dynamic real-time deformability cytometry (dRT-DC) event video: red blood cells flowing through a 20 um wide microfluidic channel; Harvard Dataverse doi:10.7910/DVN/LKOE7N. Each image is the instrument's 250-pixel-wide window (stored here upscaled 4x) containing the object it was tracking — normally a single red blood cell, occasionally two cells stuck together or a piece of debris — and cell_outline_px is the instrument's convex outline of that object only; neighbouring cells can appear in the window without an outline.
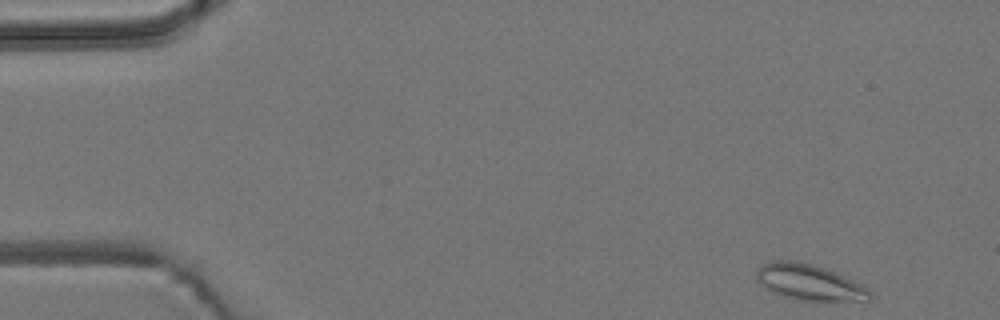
{"species": "common noctule bat (a hibernating species)", "species_latin": "Nyctalus noctula", "temperature_condition": "room temperature", "stored_images_in_passage": 51, "camera_frame_rate_fps": 3000, "um_per_image_px": 0.085, "animal": {"sex": "male", "body_mass_g": 19.2, "forearm_length_mm": 51.8}, "frame": {"image": 1, "passage_image": 1, "time_ms": 0.0, "image_size_px": [1000, 320], "cell_outline_px": [[872, 300], [800, 300], [780, 296], [772, 292], [760, 284], [756, 280], [756, 268], [760, 264], [772, 260], [796, 260], [812, 264], [824, 268], [864, 284], [872, 292]], "centroid_in_image_um": [68.75, 23.98], "position_along_channel_um": 16.2, "area_um2": 23.99}}
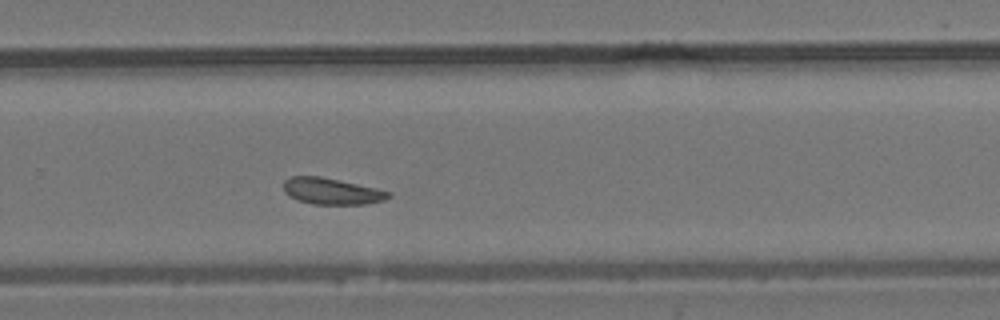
{"frame": {"image": 2, "passage_image": 33, "time_ms": 10.667, "image_size_px": [1000, 320], "cell_outline_px": [[392, 196], [384, 200], [364, 204], [312, 204], [288, 196], [284, 192], [284, 180], [292, 176], [320, 176], [376, 188], [392, 192]], "centroid_in_image_um": [28.2, 16.25], "position_along_channel_um": 301.6, "area_um2": 16.07}}
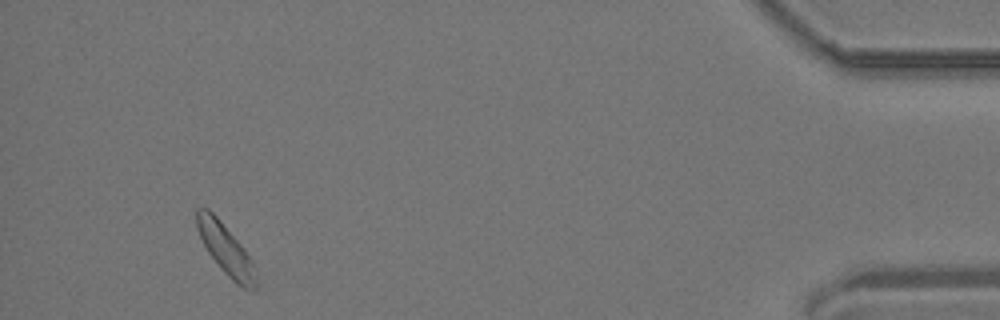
{"frame": {"image": 3, "passage_image": 48, "time_ms": 15.667, "image_size_px": [1000, 320], "cell_outline_px": [[256, 288], [252, 292], [244, 288], [232, 280], [220, 268], [208, 252], [196, 228], [196, 208], [208, 208], [220, 220], [244, 248], [252, 260], [256, 268]], "centroid_in_image_um": [19.2, 21.21], "position_along_channel_um": 416.0, "area_um2": 17.4}, "authors_computed_cell_mechanics": {"area_um2": 16.9932, "velocity_mm_per_s": 3.746, "shape_relaxation_time_tau1_ms": 10.9453, "shape_relaxation_time_tau2_ms": 8.6473, "deformation_change_tau1": 0.1299, "deformation_change_tau2": 0.1385}}